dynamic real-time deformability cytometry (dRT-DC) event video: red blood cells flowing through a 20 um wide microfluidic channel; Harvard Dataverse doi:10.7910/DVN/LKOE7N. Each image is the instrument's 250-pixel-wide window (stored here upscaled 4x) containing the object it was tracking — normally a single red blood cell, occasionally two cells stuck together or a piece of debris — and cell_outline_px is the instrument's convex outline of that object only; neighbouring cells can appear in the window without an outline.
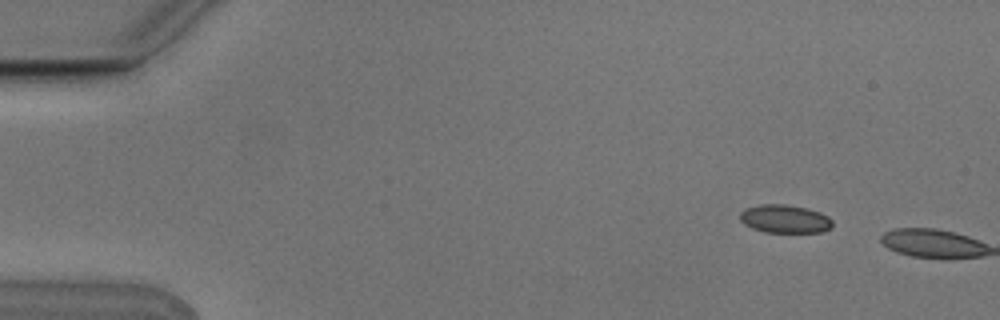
{"species": "Egyptian fruit bat (a non-hibernating species)", "species_latin": "Rousettus aegyptiacus", "temperature_condition": "cold", "stored_images_in_passage": 2, "camera_frame_rate_fps": 3000, "um_per_image_px": 0.085, "animal": {"sex": "male"}, "frame": {"image": 1, "passage_image": 1, "time_ms": 0.0, "image_size_px": [1000, 320], "cell_outline_px": [[832, 224], [828, 228], [820, 232], [764, 232], [752, 228], [744, 224], [740, 220], [740, 212], [744, 208], [760, 204], [788, 204], [808, 208], [820, 212], [828, 216], [832, 220]], "centroid_in_image_um": [66.68, 18.59], "position_along_channel_um": 18.3, "area_um2": 15.32}}